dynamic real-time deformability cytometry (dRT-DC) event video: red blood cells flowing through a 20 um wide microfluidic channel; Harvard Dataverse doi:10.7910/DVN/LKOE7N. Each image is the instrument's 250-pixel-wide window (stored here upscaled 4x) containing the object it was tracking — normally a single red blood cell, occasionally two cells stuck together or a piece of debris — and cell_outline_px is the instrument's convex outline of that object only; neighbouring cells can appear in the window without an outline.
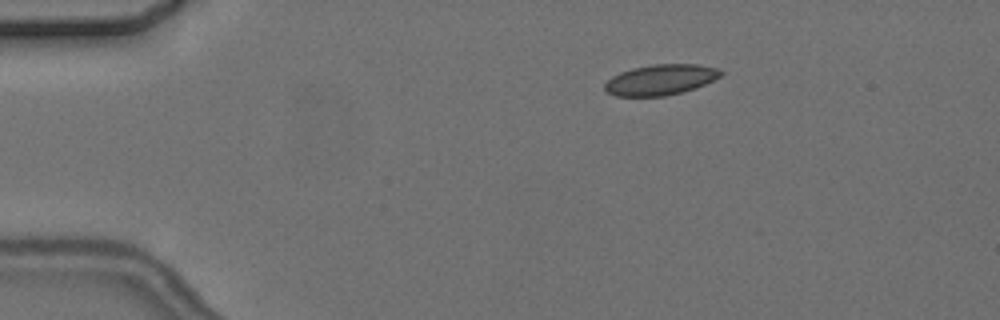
{"species": "common noctule bat (a hibernating species)", "species_latin": "Nyctalus noctula", "temperature_condition": "cold", "stored_images_in_passage": 2, "camera_frame_rate_fps": 3000, "um_per_image_px": 0.085, "animal": {"sex": "female", "body_mass_g": 24.6, "forearm_length_mm": 56.2}, "frame": {"image": 1, "passage_image": 1, "time_ms": 0.0, "image_size_px": [1000, 320], "cell_outline_px": [[724, 72], [720, 76], [696, 88], [664, 96], [616, 96], [608, 92], [604, 88], [604, 84], [612, 76], [620, 72], [632, 68], [652, 64], [696, 64], [720, 68]], "centroid_in_image_um": [56.15, 6.77], "position_along_channel_um": 28.9, "area_um2": 20.63}}